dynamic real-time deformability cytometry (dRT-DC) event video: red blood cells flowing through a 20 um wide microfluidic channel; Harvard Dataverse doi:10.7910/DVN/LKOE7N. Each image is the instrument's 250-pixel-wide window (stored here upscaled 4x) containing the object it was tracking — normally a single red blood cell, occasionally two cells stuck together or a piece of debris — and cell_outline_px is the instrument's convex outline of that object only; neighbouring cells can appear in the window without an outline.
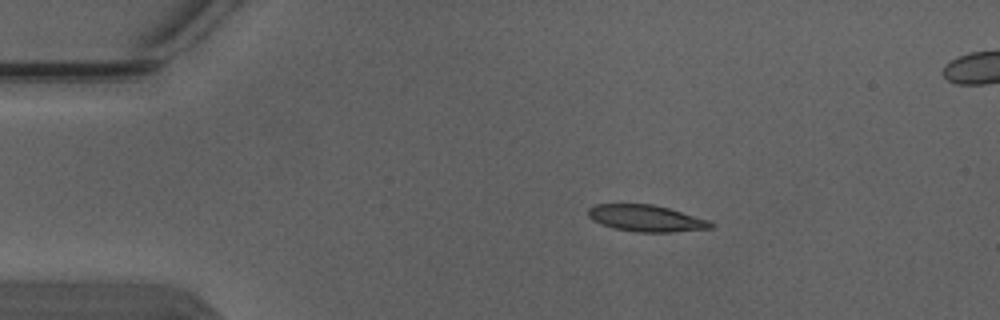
{"species": "Egyptian fruit bat (a non-hibernating species)", "species_latin": "Rousettus aegyptiacus", "temperature_condition": "warm", "stored_images_in_passage": 3, "camera_frame_rate_fps": 3000, "um_per_image_px": 0.085, "animal": {"sex": "male"}, "frame": {"image": 1, "passage_image": 1, "time_ms": 0.0, "image_size_px": [1000, 320], "cell_outline_px": [[716, 224], [712, 228], [672, 232], [636, 232], [616, 228], [600, 224], [592, 220], [588, 216], [588, 208], [596, 204], [652, 204], [668, 208], [708, 220]], "centroid_in_image_um": [54.91, 18.55], "position_along_channel_um": 30.1, "area_um2": 18.9}}